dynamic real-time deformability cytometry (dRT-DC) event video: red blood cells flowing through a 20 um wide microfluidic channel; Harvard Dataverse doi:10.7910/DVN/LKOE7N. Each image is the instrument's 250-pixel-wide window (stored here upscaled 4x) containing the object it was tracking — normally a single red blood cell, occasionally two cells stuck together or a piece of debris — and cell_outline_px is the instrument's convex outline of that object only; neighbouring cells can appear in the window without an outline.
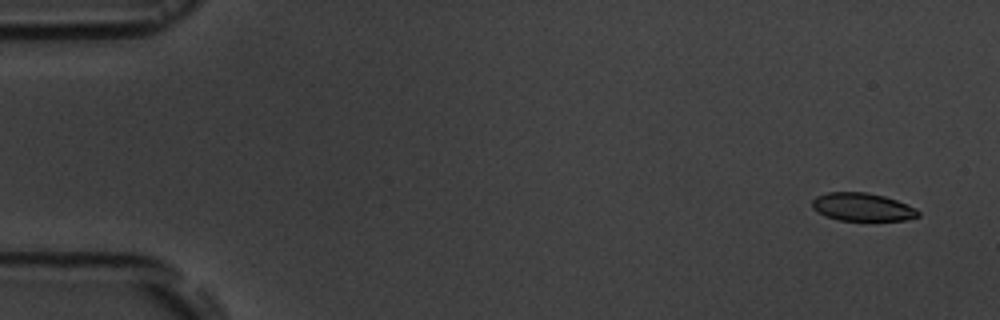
{"species": "common noctule bat (a hibernating species)", "species_latin": "Nyctalus noctula", "temperature_condition": "room temperature", "stored_images_in_passage": 5, "camera_frame_rate_fps": 3000, "um_per_image_px": 0.085, "animal": {"sex": "male", "body_mass_g": 19.5, "forearm_length_mm": 54.6}, "frame": {"image": 1, "passage_image": 1, "time_ms": 0.0, "image_size_px": [1000, 320], "cell_outline_px": [[920, 216], [904, 220], [840, 220], [828, 216], [812, 208], [812, 200], [816, 196], [828, 192], [868, 192], [884, 196], [896, 200], [916, 208], [920, 212]], "centroid_in_image_um": [73.32, 17.58], "position_along_channel_um": 11.7, "area_um2": 17.17}}
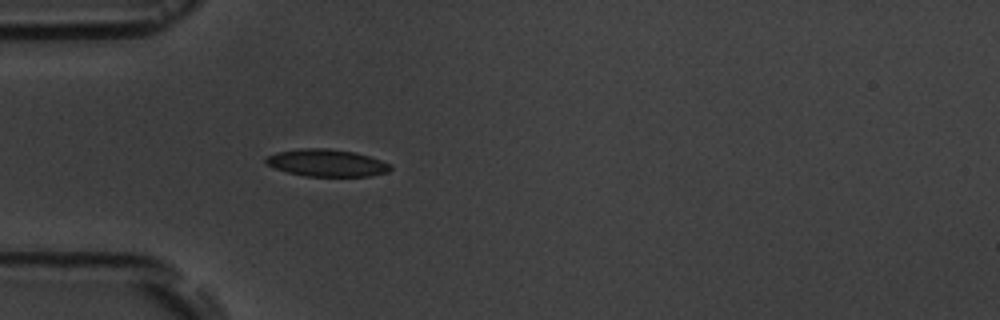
{"frame": {"image": 2, "passage_image": 5, "time_ms": 4.667, "image_size_px": [1000, 320], "cell_outline_px": [[392, 168], [388, 172], [368, 176], [304, 176], [288, 172], [276, 168], [268, 164], [264, 160], [268, 156], [276, 152], [300, 148], [332, 148], [356, 152], [392, 164]], "centroid_in_image_um": [27.8, 13.83], "position_along_channel_um": 57.2, "area_um2": 19.77}}